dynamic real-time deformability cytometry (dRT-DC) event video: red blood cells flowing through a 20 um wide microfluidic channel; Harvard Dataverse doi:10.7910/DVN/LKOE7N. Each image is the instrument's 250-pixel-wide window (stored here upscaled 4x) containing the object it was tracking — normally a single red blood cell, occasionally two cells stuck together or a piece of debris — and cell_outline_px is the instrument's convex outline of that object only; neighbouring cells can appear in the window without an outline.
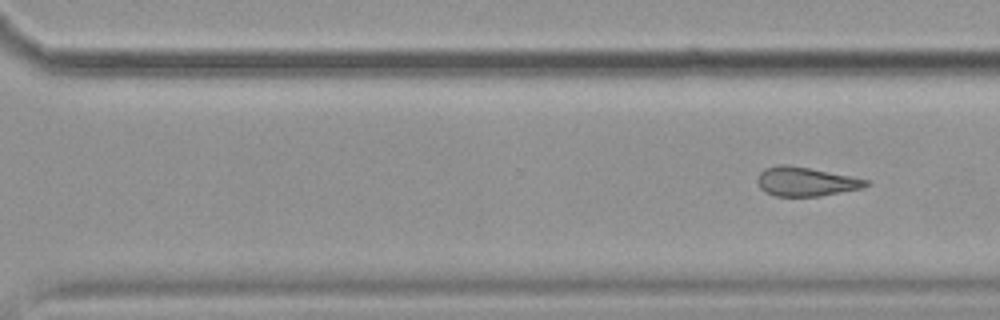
{"species": "common noctule bat (a hibernating species)", "species_latin": "Nyctalus noctula", "temperature_condition": "cold", "stored_images_in_passage": 10, "segment_of_instrument_passage": [2, 2], "camera_frame_rate_fps": 3000, "um_per_image_px": 0.085, "animal": {"sex": "female", "body_mass_g": 19.9}, "frame": {"image": 1, "passage_image": 10, "time_ms": 11.333, "image_size_px": [1000, 320], "cell_outline_px": [[868, 184], [864, 188], [820, 196], [776, 196], [764, 192], [760, 188], [756, 180], [760, 172], [764, 168], [780, 164], [788, 164], [852, 176], [868, 180]], "centroid_in_image_um": [68.47, 15.43], "position_along_channel_um": 302.1, "area_um2": 18.5}}